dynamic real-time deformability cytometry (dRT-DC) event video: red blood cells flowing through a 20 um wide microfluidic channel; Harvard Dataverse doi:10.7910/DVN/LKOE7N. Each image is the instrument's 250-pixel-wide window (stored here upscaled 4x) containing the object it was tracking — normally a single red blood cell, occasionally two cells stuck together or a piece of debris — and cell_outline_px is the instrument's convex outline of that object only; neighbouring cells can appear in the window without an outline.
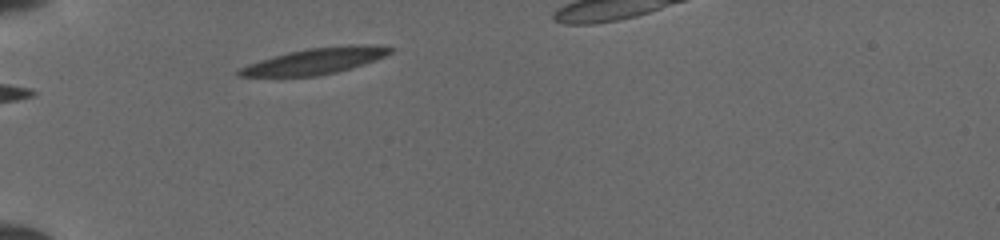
{"species": "common noctule bat (a hibernating species)", "species_latin": "Nyctalus noctula", "temperature_condition": "cold", "stored_images_in_passage": 8, "camera_frame_rate_fps": 3000, "um_per_image_px": 0.085, "animal": {"sex": "female", "body_mass_g": 19.5, "forearm_length_mm": 54.1}, "frame": {"image": 1, "passage_image": 1, "time_ms": 0.0, "image_size_px": [1000, 240], "cell_outline_px": [[392, 52], [352, 68], [336, 72], [316, 76], [240, 76], [236, 72], [240, 68], [276, 56], [292, 52], [312, 48], [392, 48]], "centroid_in_image_um": [26.62, 5.27], "position_along_channel_um": 58.4, "area_um2": 20.63}}